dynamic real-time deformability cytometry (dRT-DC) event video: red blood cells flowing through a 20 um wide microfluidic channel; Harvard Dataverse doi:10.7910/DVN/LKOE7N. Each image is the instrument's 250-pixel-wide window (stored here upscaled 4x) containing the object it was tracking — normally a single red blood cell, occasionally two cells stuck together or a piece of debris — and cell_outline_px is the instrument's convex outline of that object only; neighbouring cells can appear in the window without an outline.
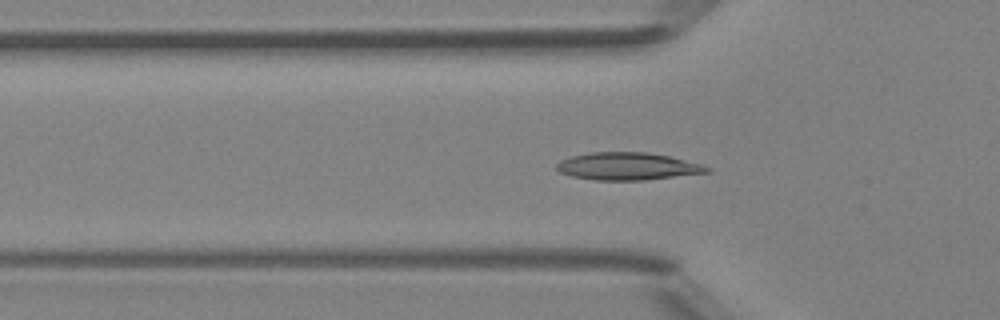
{"species": "Egyptian fruit bat (a non-hibernating species)", "species_latin": "Rousettus aegyptiacus", "temperature_condition": "room temperature", "stored_images_in_passage": 49, "camera_frame_rate_fps": 3000, "um_per_image_px": 0.085, "animal": {"sex": "female"}, "frame": {"image": 1, "passage_image": 15, "time_ms": 4.667, "image_size_px": [1000, 320], "cell_outline_px": [[712, 172], [644, 180], [596, 180], [572, 176], [560, 172], [556, 168], [556, 164], [560, 160], [572, 156], [592, 152], [648, 152], [668, 156], [704, 164], [712, 168]], "centroid_in_image_um": [53.39, 14.13], "position_along_channel_um": 72.4, "area_um2": 24.16}}
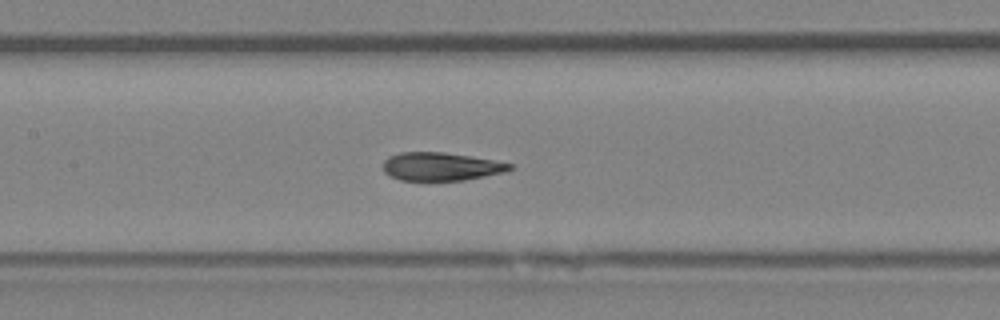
{"frame": {"image": 2, "passage_image": 22, "time_ms": 7.0, "image_size_px": [1000, 320], "cell_outline_px": [[516, 168], [504, 172], [464, 180], [400, 180], [388, 176], [384, 172], [384, 160], [388, 156], [400, 152], [444, 152], [492, 160], [512, 164]], "centroid_in_image_um": [37.45, 14.15], "position_along_channel_um": 169.9, "area_um2": 20.75}}
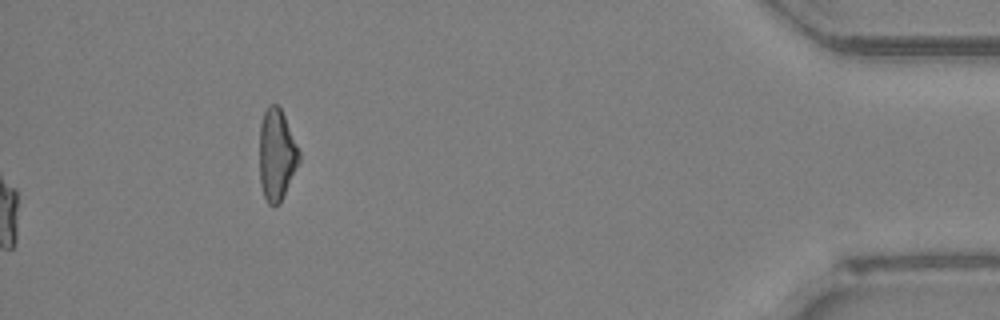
{"frame": {"image": 3, "passage_image": 49, "time_ms": 16.0, "image_size_px": [1000, 320], "cell_outline_px": [[300, 160], [280, 204], [272, 208], [268, 204], [264, 196], [260, 184], [260, 124], [264, 112], [268, 104], [276, 104], [280, 108], [284, 116], [300, 152]], "centroid_in_image_um": [23.51, 13.19], "position_along_channel_um": 411.7, "area_um2": 21.1}, "authors_computed_cell_mechanics": {"area_um2": 21.8484, "velocity_mm_per_s": 4.1759, "shape_relaxation_time_tau1_ms": 10.3195, "shape_relaxation_time_tau2_ms": 1.6854, "deformation_change_tau1": 0.27, "deformation_change_tau2": 0.0707}}